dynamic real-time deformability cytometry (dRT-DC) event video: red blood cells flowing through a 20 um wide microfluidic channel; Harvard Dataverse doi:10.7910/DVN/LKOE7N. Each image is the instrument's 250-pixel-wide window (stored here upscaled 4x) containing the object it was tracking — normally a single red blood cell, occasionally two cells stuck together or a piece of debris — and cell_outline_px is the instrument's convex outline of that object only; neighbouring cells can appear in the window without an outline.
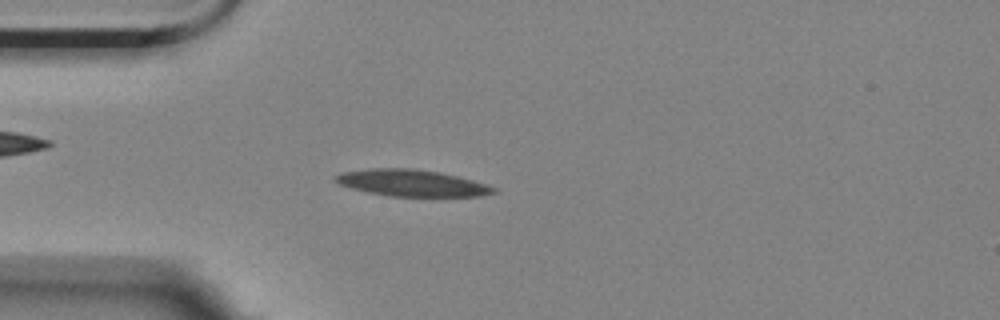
{"species": "Egyptian fruit bat (a non-hibernating species)", "species_latin": "Rousettus aegyptiacus", "temperature_condition": "room temperature", "stored_images_in_passage": 56, "camera_frame_rate_fps": 3000, "um_per_image_px": 0.085, "animal": {"sex": "female"}, "frame": {"image": 1, "passage_image": 14, "time_ms": 4.333, "image_size_px": [1000, 320], "cell_outline_px": [[496, 192], [480, 196], [388, 196], [368, 192], [352, 188], [340, 184], [332, 180], [332, 176], [340, 172], [372, 168], [416, 168], [440, 172], [488, 184], [496, 188]], "centroid_in_image_um": [34.96, 15.54], "position_along_channel_um": 50.0, "area_um2": 24.62}}
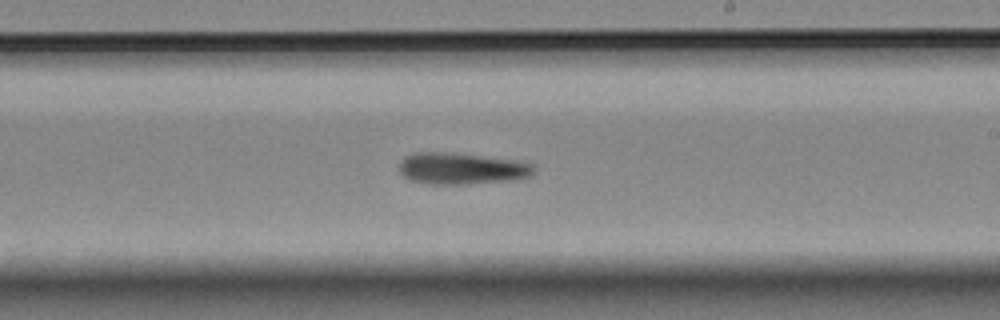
{"frame": {"image": 2, "passage_image": 32, "time_ms": 10.333, "image_size_px": [1000, 320], "cell_outline_px": [[536, 172], [532, 176], [516, 180], [468, 184], [428, 184], [412, 180], [404, 176], [400, 172], [400, 160], [416, 152], [452, 152], [516, 160], [536, 164]], "centroid_in_image_um": [39.33, 14.33], "position_along_channel_um": 249.7, "area_um2": 25.14}}
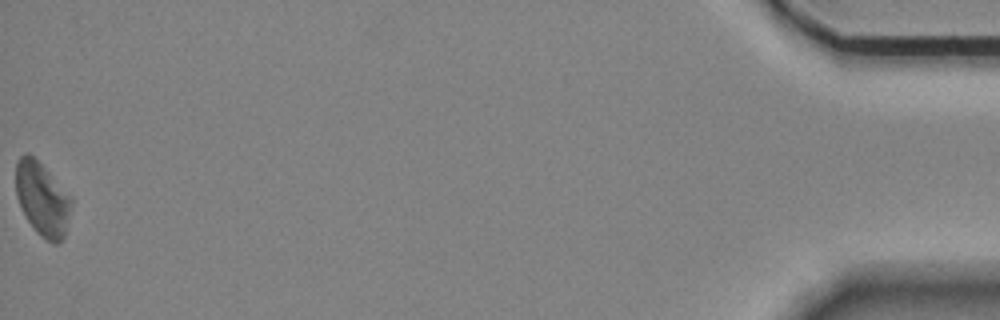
{"frame": {"image": 3, "passage_image": 56, "time_ms": 18.333, "image_size_px": [1000, 320], "cell_outline_px": [[72, 200], [64, 236], [60, 244], [52, 244], [36, 232], [28, 220], [16, 196], [16, 164], [20, 156], [28, 152], [48, 172]], "centroid_in_image_um": [3.57, 16.95], "position_along_channel_um": 431.6, "area_um2": 23.06}, "authors_computed_cell_mechanics": {"area_um2": 24.1315, "velocity_mm_per_s": 3.4945, "shape_relaxation_time_tau1_ms": null, "shape_relaxation_time_tau2_ms": 7.0096, "deformation_change_tau1": null, "deformation_change_tau2": 0.1888}}